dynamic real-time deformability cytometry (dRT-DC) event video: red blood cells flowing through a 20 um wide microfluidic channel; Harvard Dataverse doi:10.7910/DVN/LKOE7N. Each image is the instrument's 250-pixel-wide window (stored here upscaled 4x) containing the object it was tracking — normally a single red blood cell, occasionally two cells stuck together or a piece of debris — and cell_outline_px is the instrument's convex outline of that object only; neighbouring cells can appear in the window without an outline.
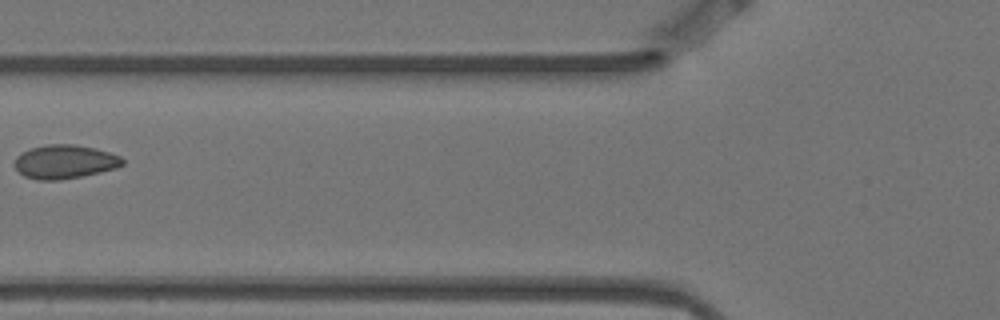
{"species": "Egyptian fruit bat (a non-hibernating species)", "species_latin": "Rousettus aegyptiacus", "temperature_condition": "warm", "stored_images_in_passage": 5, "camera_frame_rate_fps": 3000, "um_per_image_px": 0.085, "animal": {"sex": "female"}, "frame": {"image": 1, "passage_image": 3, "time_ms": 0.667, "image_size_px": [1000, 320], "cell_outline_px": [[124, 164], [116, 168], [100, 172], [60, 180], [36, 180], [24, 176], [12, 164], [16, 156], [32, 148], [48, 144], [76, 144], [96, 148], [120, 156], [124, 160]], "centroid_in_image_um": [5.49, 13.75], "position_along_channel_um": 120.3, "area_um2": 21.27}}
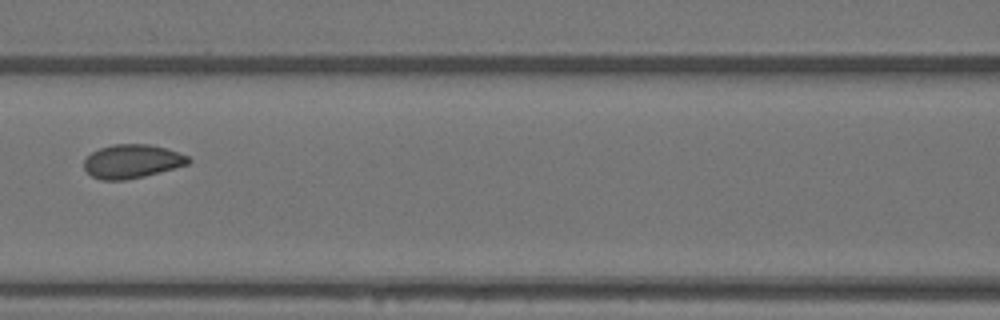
{"frame": {"image": 2, "passage_image": 4, "time_ms": 1.0, "image_size_px": [1000, 320], "cell_outline_px": [[192, 160], [188, 164], [144, 176], [124, 180], [100, 180], [92, 176], [84, 168], [84, 160], [92, 152], [100, 148], [112, 144], [148, 144], [164, 148], [188, 156]], "centroid_in_image_um": [11.2, 13.71], "position_along_channel_um": 155.4, "area_um2": 20.29}}
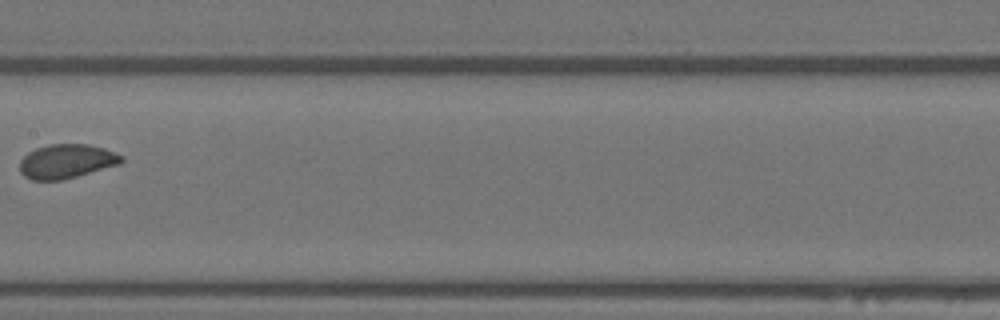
{"frame": {"image": 3, "passage_image": 5, "time_ms": 1.333, "image_size_px": [1000, 320], "cell_outline_px": [[124, 160], [120, 164], [76, 176], [60, 180], [32, 180], [24, 176], [20, 172], [20, 160], [28, 152], [36, 148], [48, 144], [88, 144], [104, 148], [124, 156]], "centroid_in_image_um": [5.65, 13.7], "position_along_channel_um": 201.8, "area_um2": 20.23}}